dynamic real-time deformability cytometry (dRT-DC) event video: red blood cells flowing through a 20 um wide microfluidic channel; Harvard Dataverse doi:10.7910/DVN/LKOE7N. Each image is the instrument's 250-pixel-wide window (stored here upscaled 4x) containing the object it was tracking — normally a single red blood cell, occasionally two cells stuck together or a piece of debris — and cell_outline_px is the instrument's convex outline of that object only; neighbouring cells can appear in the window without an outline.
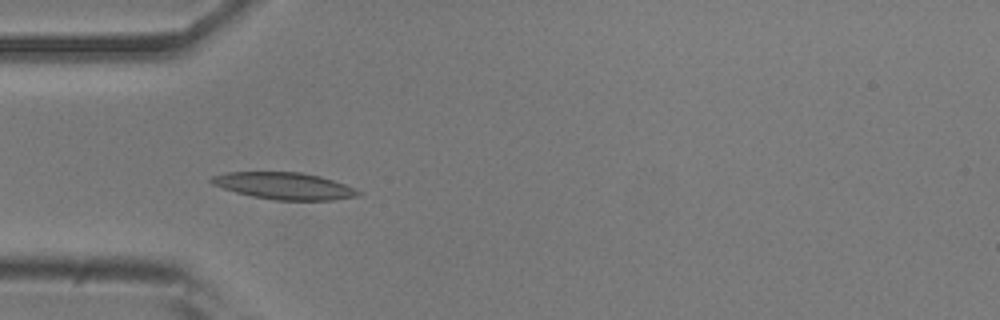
{"species": "common noctule bat (a hibernating species)", "species_latin": "Nyctalus noctula", "temperature_condition": "room temperature", "stored_images_in_passage": 36, "camera_frame_rate_fps": 3000, "um_per_image_px": 0.085, "animal": {"sex": "male", "body_mass_g": 20.5, "forearm_length_mm": 52.5}, "frame": {"image": 1, "passage_image": 3, "time_ms": 0.667, "image_size_px": [1000, 320], "cell_outline_px": [[364, 192], [360, 196], [332, 200], [276, 200], [252, 196], [236, 192], [212, 184], [208, 180], [212, 176], [228, 172], [300, 172], [320, 176], [344, 184]], "centroid_in_image_um": [24.18, 15.8], "position_along_channel_um": 60.8, "area_um2": 22.95}}
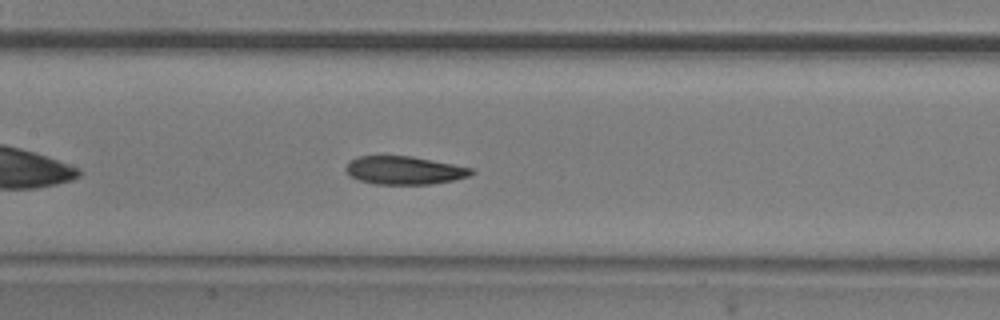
{"frame": {"image": 2, "passage_image": 12, "time_ms": 3.667, "image_size_px": [1000, 320], "cell_outline_px": [[476, 172], [468, 176], [452, 180], [432, 184], [376, 184], [360, 180], [352, 176], [344, 168], [352, 160], [360, 156], [412, 156], [472, 168]], "centroid_in_image_um": [34.39, 14.48], "position_along_channel_um": 173.0, "area_um2": 20.29}}
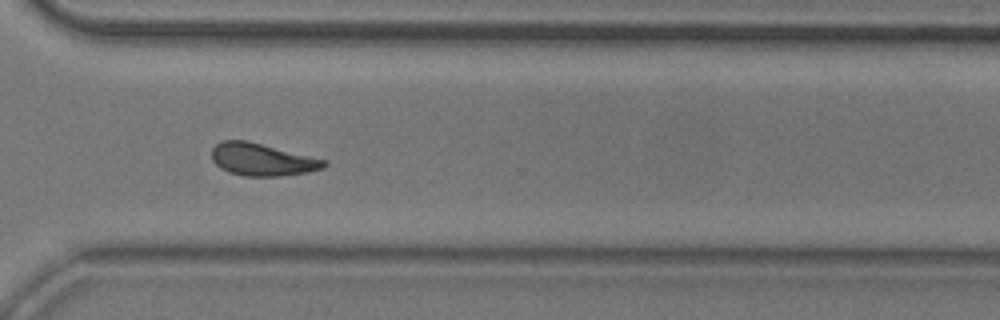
{"frame": {"image": 3, "passage_image": 26, "time_ms": 8.333, "image_size_px": [1000, 320], "cell_outline_px": [[328, 164], [324, 168], [304, 172], [280, 176], [244, 176], [228, 172], [220, 168], [212, 160], [212, 148], [216, 144], [224, 140], [248, 140], [328, 160]], "centroid_in_image_um": [22.28, 13.55], "position_along_channel_um": 348.3, "area_um2": 21.33}, "authors_computed_cell_mechanics": {"area_um2": 20.9525, "velocity_mm_per_s": 3.7722, "shape_relaxation_time_tau1_ms": 4.5135, "shape_relaxation_time_tau2_ms": 4.1628, "deformation_change_tau1": 0.1541, "deformation_change_tau2": 0.1228}}